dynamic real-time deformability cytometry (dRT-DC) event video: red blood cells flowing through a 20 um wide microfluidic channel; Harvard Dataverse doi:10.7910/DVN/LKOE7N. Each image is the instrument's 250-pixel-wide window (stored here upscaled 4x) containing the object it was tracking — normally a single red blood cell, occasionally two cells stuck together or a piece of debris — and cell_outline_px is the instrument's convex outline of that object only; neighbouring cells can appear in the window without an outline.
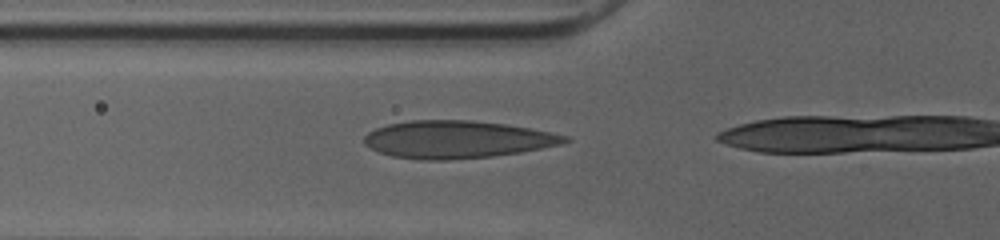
{"species": "human", "species_latin": "Homo sapiens", "temperature_condition": "cold", "stored_images_in_passage": 6, "camera_frame_rate_fps": 3000, "um_per_image_px": 0.085, "donor": {"sex": "female"}, "frame": {"image": 1, "passage_image": 2, "time_ms": 0.333, "image_size_px": [1000, 240], "cell_outline_px": [[572, 140], [560, 144], [520, 152], [492, 156], [448, 160], [420, 160], [392, 156], [380, 152], [364, 144], [364, 136], [368, 132], [376, 128], [388, 124], [412, 120], [472, 120], [504, 124], [528, 128], [568, 136]], "centroid_in_image_um": [38.82, 11.85], "position_along_channel_um": 87.0, "area_um2": 43.58}}
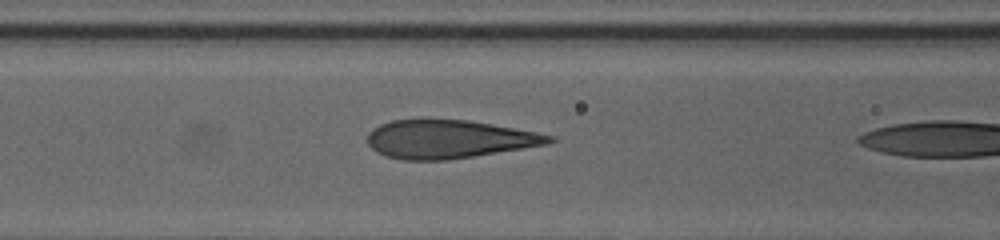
{"frame": {"image": 2, "passage_image": 5, "time_ms": 1.333, "image_size_px": [1000, 240], "cell_outline_px": [[556, 140], [548, 144], [524, 148], [448, 160], [404, 160], [384, 156], [376, 152], [368, 144], [368, 132], [372, 128], [380, 124], [392, 120], [468, 120], [536, 132], [556, 136]], "centroid_in_image_um": [38.14, 11.84], "position_along_channel_um": 128.5, "area_um2": 40.46}}